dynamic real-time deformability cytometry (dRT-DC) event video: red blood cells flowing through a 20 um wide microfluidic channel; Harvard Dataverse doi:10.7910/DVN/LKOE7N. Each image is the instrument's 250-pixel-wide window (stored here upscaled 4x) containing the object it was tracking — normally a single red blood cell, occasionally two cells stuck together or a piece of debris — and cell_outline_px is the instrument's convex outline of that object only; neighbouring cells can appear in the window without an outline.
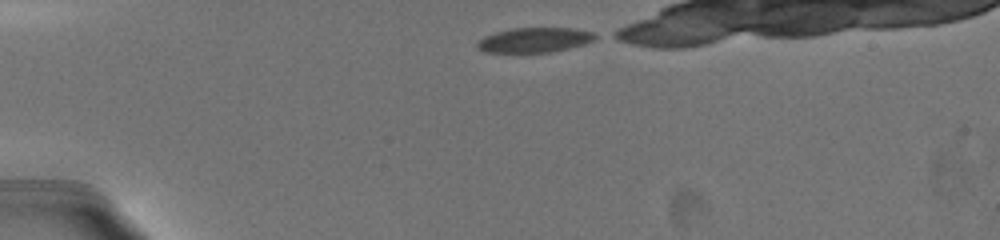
{"species": "common noctule bat (a hibernating species)", "species_latin": "Nyctalus noctula", "temperature_condition": "warm", "stored_images_in_passage": 6, "camera_frame_rate_fps": 3000, "um_per_image_px": 0.085, "animal": {"sex": "female", "body_mass_g": 19.5, "forearm_length_mm": 54.1}, "frame": {"image": 1, "passage_image": 1, "time_ms": 0.0, "image_size_px": [1000, 240], "cell_outline_px": [[600, 36], [584, 44], [552, 52], [484, 52], [476, 48], [476, 40], [484, 36], [496, 32], [512, 28], [576, 28], [592, 32]], "centroid_in_image_um": [45.4, 3.39], "position_along_channel_um": 39.6, "area_um2": 17.17}}
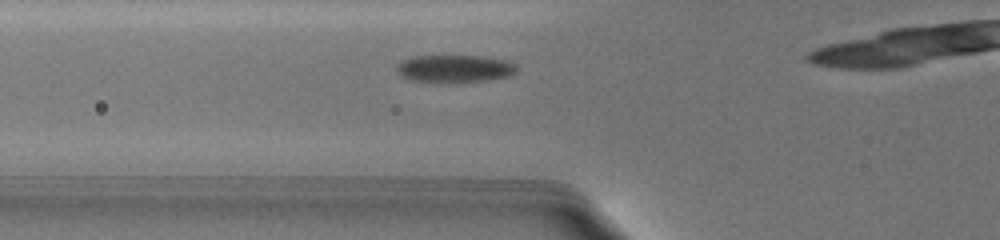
{"frame": {"image": 2, "passage_image": 6, "time_ms": 2.667, "image_size_px": [1000, 240], "cell_outline_px": [[516, 72], [504, 76], [480, 80], [412, 80], [404, 76], [396, 68], [396, 64], [400, 60], [412, 56], [480, 56], [504, 60], [516, 64]], "centroid_in_image_um": [38.6, 5.77], "position_along_channel_um": 87.2, "area_um2": 18.15}}